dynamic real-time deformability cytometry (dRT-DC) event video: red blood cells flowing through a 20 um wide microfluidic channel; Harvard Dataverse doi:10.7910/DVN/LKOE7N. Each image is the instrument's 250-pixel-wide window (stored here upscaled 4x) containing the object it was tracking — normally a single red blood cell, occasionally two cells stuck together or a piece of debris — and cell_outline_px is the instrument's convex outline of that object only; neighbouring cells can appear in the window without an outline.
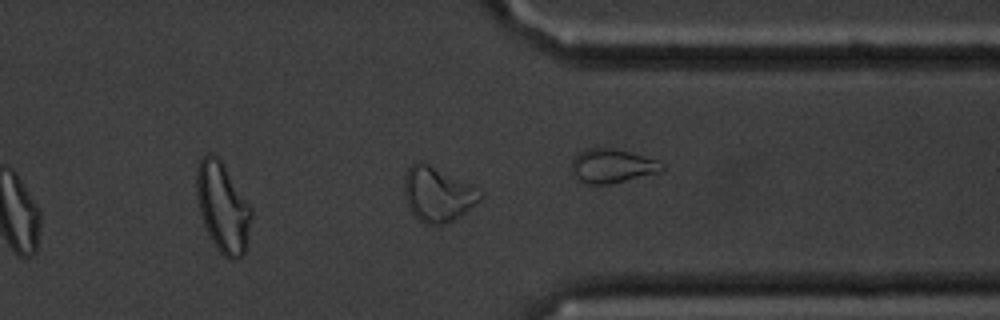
{"species": "common noctule bat (a hibernating species)", "species_latin": "Nyctalus noctula", "temperature_condition": "cold", "stored_images_in_passage": 42, "camera_frame_rate_fps": 3000, "um_per_image_px": 0.085, "animal": {"sex": "male", "body_mass_g": 20.1, "forearm_length_mm": 53.5}, "frame": {"image": 1, "passage_image": 36, "time_ms": 11.667, "image_size_px": [1000, 320], "cell_outline_px": [[484, 196], [476, 204], [460, 216], [444, 224], [424, 224], [408, 208], [404, 192], [404, 176], [408, 168], [416, 160], [420, 160], [484, 192]], "centroid_in_image_um": [37.18, 16.51], "position_along_channel_um": 374.2, "area_um2": 23.93}, "authors_computed_cell_mechanics": {"area_um2": 16.8776, "velocity_mm_per_s": 3.3141, "shape_relaxation_time_tau1_ms": null, "shape_relaxation_time_tau2_ms": 2.7673, "deformation_change_tau1": null, "deformation_change_tau2": 0.092}}